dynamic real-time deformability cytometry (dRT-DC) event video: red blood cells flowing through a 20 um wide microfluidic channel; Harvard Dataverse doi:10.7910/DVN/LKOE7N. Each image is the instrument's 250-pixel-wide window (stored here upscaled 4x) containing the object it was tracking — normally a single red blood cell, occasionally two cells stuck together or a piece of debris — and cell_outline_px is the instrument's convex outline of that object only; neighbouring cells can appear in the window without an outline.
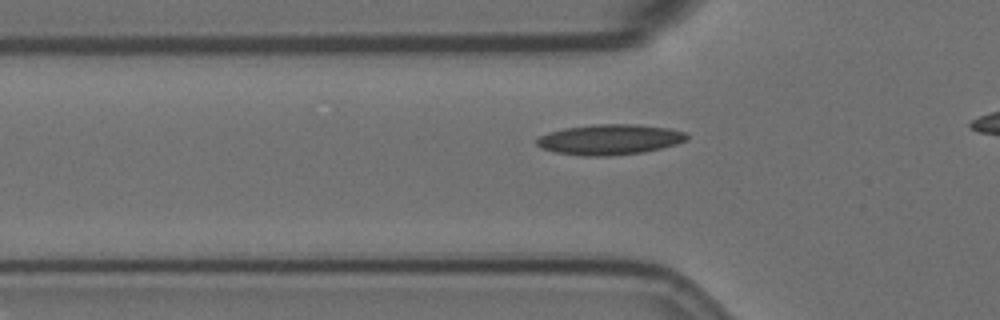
{"species": "Egyptian fruit bat (a non-hibernating species)", "species_latin": "Rousettus aegyptiacus", "temperature_condition": "room temperature", "stored_images_in_passage": 34, "camera_frame_rate_fps": 3000, "um_per_image_px": 0.085, "animal": {"sex": "female"}, "frame": {"image": 1, "passage_image": 6, "time_ms": 1.667, "image_size_px": [1000, 320], "cell_outline_px": [[688, 140], [676, 144], [644, 152], [604, 156], [580, 156], [556, 152], [540, 148], [536, 144], [536, 140], [540, 136], [548, 132], [564, 128], [592, 124], [636, 124], [668, 128], [688, 132]], "centroid_in_image_um": [51.83, 11.85], "position_along_channel_um": 74.0, "area_um2": 26.76}}
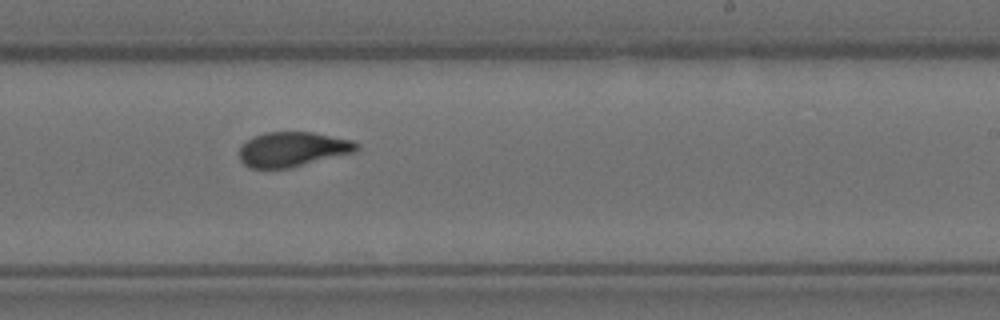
{"frame": {"image": 2, "passage_image": 22, "time_ms": 7.0, "image_size_px": [1000, 320], "cell_outline_px": [[360, 148], [356, 152], [288, 168], [248, 168], [240, 160], [240, 144], [252, 136], [264, 132], [312, 132], [352, 140], [360, 144]], "centroid_in_image_um": [24.86, 12.68], "position_along_channel_um": 264.1, "area_um2": 23.93}}
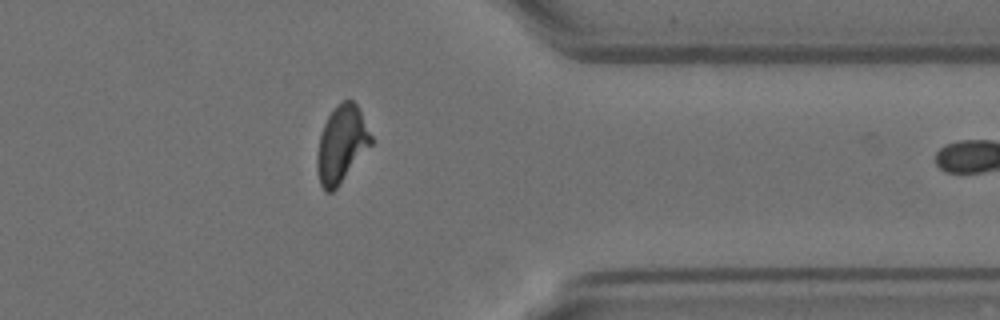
{"frame": {"image": 3, "passage_image": 33, "time_ms": 10.667, "image_size_px": [1000, 320], "cell_outline_px": [[372, 144], [336, 188], [332, 192], [324, 192], [320, 184], [316, 164], [316, 156], [320, 136], [324, 124], [328, 116], [344, 100], [352, 100], [356, 104], [372, 136]], "centroid_in_image_um": [29.02, 12.29], "position_along_channel_um": 382.4, "area_um2": 23.7}}